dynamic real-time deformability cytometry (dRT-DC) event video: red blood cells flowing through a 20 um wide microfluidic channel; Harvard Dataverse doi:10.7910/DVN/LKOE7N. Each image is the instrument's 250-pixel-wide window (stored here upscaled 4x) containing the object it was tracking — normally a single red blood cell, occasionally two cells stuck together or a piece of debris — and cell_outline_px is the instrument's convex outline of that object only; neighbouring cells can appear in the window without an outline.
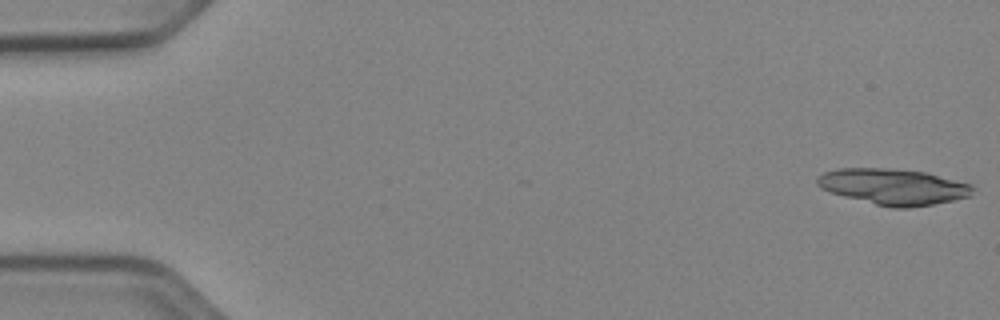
{"species": "Egyptian fruit bat (a non-hibernating species)", "species_latin": "Rousettus aegyptiacus", "temperature_condition": "cold", "stored_images_in_passage": 10, "camera_frame_rate_fps": 3000, "um_per_image_px": 0.085, "animal": {"sex": "female"}, "frame": {"image": 1, "passage_image": 1, "time_ms": 0.0, "image_size_px": [1000, 320], "cell_outline_px": [[972, 196], [932, 204], [908, 208], [892, 208], [828, 192], [820, 188], [816, 184], [816, 176], [824, 172], [836, 168], [888, 168], [924, 172], [972, 184]], "centroid_in_image_um": [75.88, 15.86], "position_along_channel_um": 9.1, "area_um2": 32.54}}